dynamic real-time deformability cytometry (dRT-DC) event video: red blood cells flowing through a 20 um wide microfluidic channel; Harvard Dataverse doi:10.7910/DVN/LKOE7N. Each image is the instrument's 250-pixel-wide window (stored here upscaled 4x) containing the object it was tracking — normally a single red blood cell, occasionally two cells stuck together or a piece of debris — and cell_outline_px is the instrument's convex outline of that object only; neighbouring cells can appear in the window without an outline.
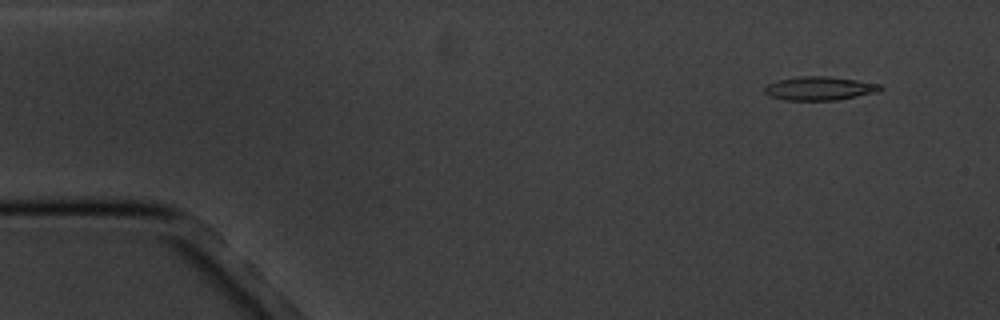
{"species": "common noctule bat (a hibernating species)", "species_latin": "Nyctalus noctula", "temperature_condition": "cold", "stored_images_in_passage": 5, "camera_frame_rate_fps": 3000, "um_per_image_px": 0.085, "animal": {"sex": "male", "body_mass_g": 20.1, "forearm_length_mm": 53.5}, "frame": {"image": 1, "passage_image": 2, "time_ms": 1.333, "image_size_px": [1000, 320], "cell_outline_px": [[884, 88], [876, 92], [836, 100], [784, 100], [768, 96], [764, 92], [764, 88], [768, 84], [776, 80], [800, 76], [828, 76], [856, 80], [880, 84]], "centroid_in_image_um": [69.62, 7.51], "position_along_channel_um": 15.4, "area_um2": 15.95}}
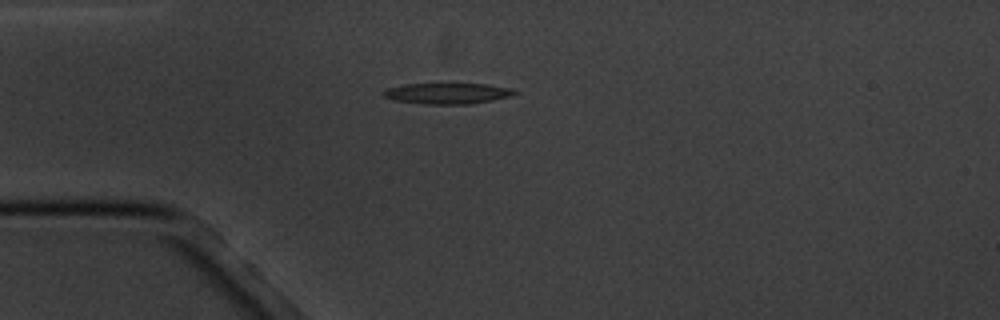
{"frame": {"image": 2, "passage_image": 5, "time_ms": 4.667, "image_size_px": [1000, 320], "cell_outline_px": [[516, 92], [512, 96], [492, 100], [468, 104], [420, 104], [396, 100], [384, 96], [380, 92], [388, 88], [404, 84], [488, 84], [512, 88]], "centroid_in_image_um": [38.02, 7.94], "position_along_channel_um": 47.0, "area_um2": 15.9}}